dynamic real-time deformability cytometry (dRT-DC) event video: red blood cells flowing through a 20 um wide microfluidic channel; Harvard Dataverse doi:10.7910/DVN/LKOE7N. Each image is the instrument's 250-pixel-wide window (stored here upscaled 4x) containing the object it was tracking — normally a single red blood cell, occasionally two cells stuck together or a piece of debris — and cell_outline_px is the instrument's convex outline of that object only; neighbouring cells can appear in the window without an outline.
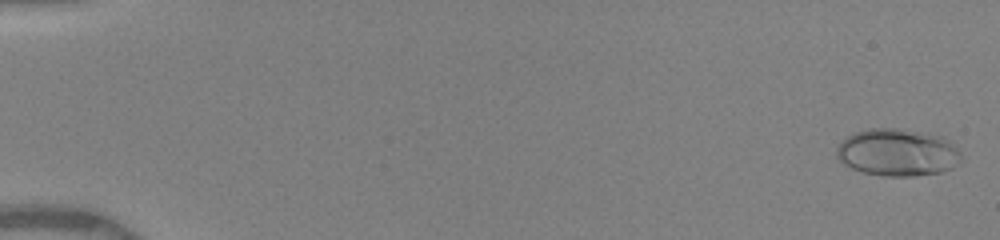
{"species": "human", "species_latin": "Homo sapiens", "temperature_condition": "warm", "stored_images_in_passage": 11, "camera_frame_rate_fps": 3000, "um_per_image_px": 0.085, "donor": {"sex": "female"}, "frame": {"image": 1, "passage_image": 1, "time_ms": 0.0, "image_size_px": [1000, 240], "cell_outline_px": [[964, 160], [952, 168], [940, 172], [912, 176], [884, 176], [864, 172], [852, 168], [844, 164], [836, 156], [836, 148], [848, 136], [856, 132], [868, 128], [892, 128], [924, 132], [944, 136], [960, 152]], "centroid_in_image_um": [76.32, 12.96], "position_along_channel_um": 8.7, "area_um2": 34.39}}
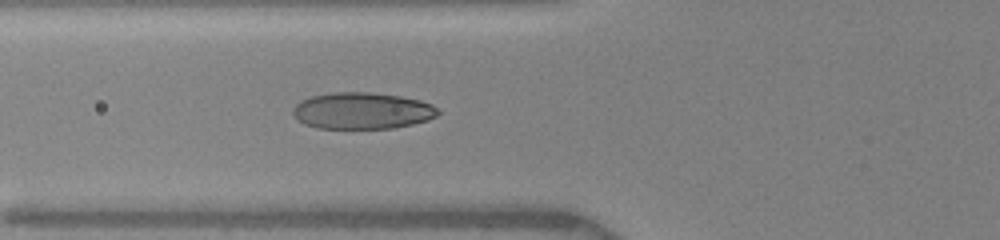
{"frame": {"image": 2, "passage_image": 11, "time_ms": 6.333, "image_size_px": [1000, 240], "cell_outline_px": [[440, 112], [436, 116], [428, 120], [412, 124], [392, 128], [316, 128], [304, 124], [292, 112], [292, 108], [300, 100], [312, 96], [336, 92], [368, 92], [400, 96], [420, 100], [432, 104]], "centroid_in_image_um": [30.78, 9.41], "position_along_channel_um": 95.0, "area_um2": 30.81}}